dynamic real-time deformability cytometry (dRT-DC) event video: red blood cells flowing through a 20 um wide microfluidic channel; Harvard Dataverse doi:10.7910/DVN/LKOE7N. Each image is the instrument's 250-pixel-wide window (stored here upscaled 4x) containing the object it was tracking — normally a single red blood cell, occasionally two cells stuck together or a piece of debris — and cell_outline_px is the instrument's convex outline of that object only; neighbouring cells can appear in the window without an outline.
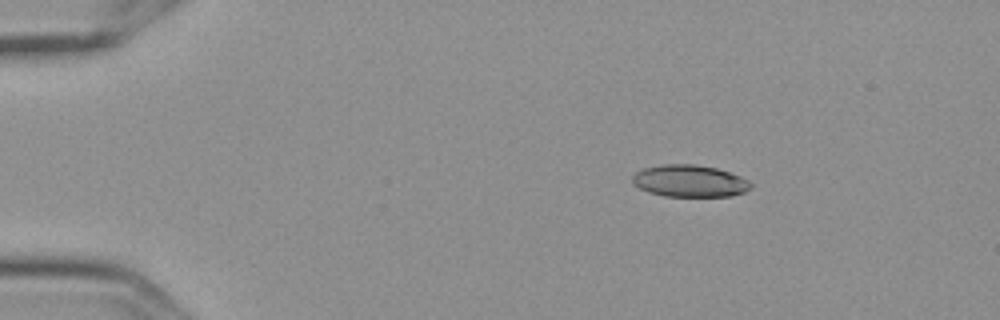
{"species": "Egyptian fruit bat (a non-hibernating species)", "species_latin": "Rousettus aegyptiacus", "temperature_condition": "cold", "stored_images_in_passage": 4, "camera_frame_rate_fps": 3000, "um_per_image_px": 0.085, "frame": {"image": 1, "passage_image": 2, "time_ms": 0.333, "image_size_px": [1000, 320], "cell_outline_px": [[752, 188], [744, 192], [732, 196], [664, 196], [648, 192], [632, 184], [632, 176], [636, 172], [644, 168], [664, 164], [692, 164], [716, 168], [740, 176], [748, 180], [752, 184]], "centroid_in_image_um": [58.61, 15.39], "position_along_channel_um": 26.4, "area_um2": 22.08}}